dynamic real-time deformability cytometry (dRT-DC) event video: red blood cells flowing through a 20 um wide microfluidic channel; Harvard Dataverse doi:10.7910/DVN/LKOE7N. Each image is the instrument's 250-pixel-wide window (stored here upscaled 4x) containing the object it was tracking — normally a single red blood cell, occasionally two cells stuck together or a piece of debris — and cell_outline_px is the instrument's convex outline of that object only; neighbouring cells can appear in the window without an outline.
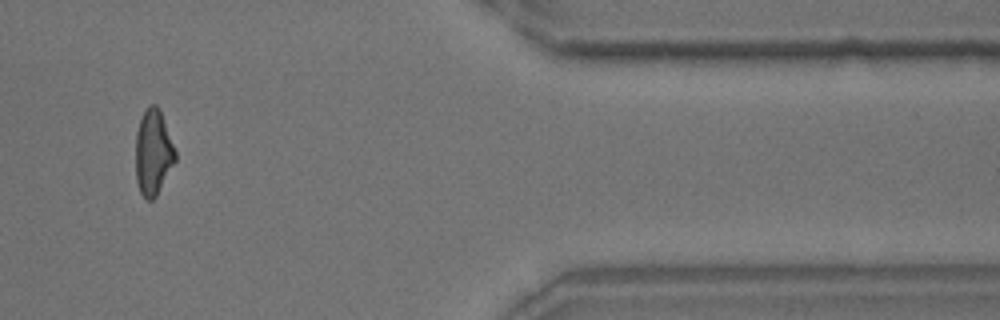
{"species": "common noctule bat (a hibernating species)", "species_latin": "Nyctalus noctula", "temperature_condition": "room temperature", "stored_images_in_passage": 17, "camera_frame_rate_fps": 3000, "um_per_image_px": 0.085, "animal": {"sex": "male", "body_mass_g": 18.8}, "frame": {"image": 1, "passage_image": 15, "time_ms": 4.667, "image_size_px": [1000, 320], "cell_outline_px": [[176, 160], [156, 196], [152, 200], [148, 200], [140, 192], [136, 180], [136, 132], [140, 120], [148, 104], [156, 104], [160, 108], [176, 152]], "centroid_in_image_um": [13.02, 12.93], "position_along_channel_um": 398.4, "area_um2": 19.71}}